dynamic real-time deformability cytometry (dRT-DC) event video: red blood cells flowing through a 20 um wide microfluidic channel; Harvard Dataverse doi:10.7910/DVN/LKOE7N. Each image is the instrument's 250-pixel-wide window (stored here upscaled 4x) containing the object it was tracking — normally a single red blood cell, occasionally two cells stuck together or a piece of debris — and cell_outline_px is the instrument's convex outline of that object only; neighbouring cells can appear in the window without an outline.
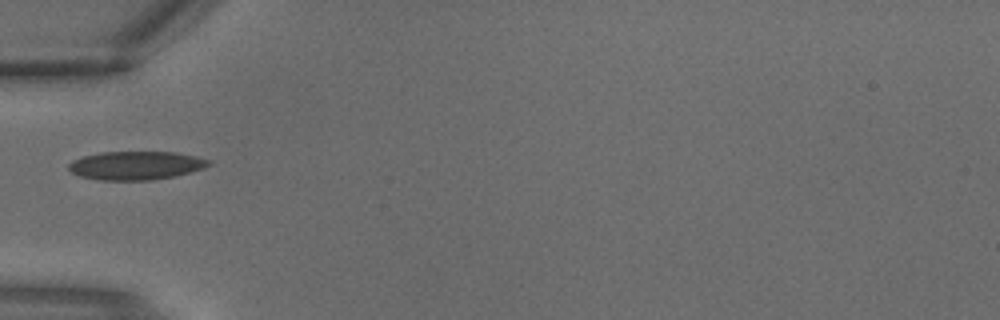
{"species": "common noctule bat (a hibernating species)", "species_latin": "Nyctalus noctula", "temperature_condition": "warm", "stored_images_in_passage": 3, "camera_frame_rate_fps": 3000, "um_per_image_px": 0.085, "animal": {"sex": "male", "body_mass_g": 18.8}, "frame": {"image": 1, "passage_image": 3, "time_ms": 0.667, "image_size_px": [1000, 320], "cell_outline_px": [[212, 164], [204, 168], [192, 172], [176, 176], [152, 180], [100, 180], [80, 176], [72, 172], [68, 168], [68, 164], [72, 160], [84, 156], [100, 152], [176, 152], [196, 156], [212, 160]], "centroid_in_image_um": [11.6, 14.06], "position_along_channel_um": 73.4, "area_um2": 23.47}}